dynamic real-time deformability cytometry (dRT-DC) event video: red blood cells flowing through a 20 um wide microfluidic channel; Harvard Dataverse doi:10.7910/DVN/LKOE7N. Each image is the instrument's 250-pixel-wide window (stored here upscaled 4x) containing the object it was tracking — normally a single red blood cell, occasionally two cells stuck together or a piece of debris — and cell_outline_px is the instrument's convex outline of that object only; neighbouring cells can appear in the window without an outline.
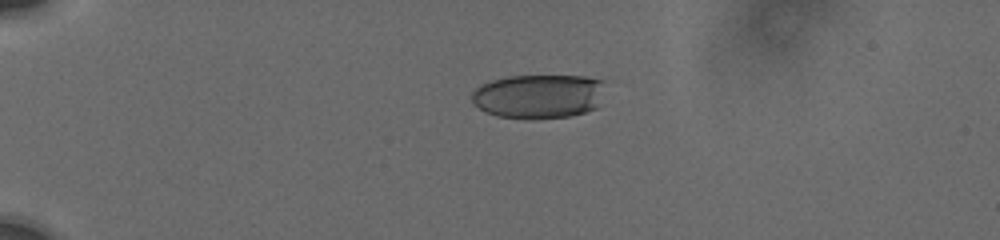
{"species": "human", "species_latin": "Homo sapiens", "temperature_condition": "cold", "stored_images_in_passage": 17, "camera_frame_rate_fps": 3000, "um_per_image_px": 0.085, "donor": {"sex": "male"}, "frame": {"image": 1, "passage_image": 1, "time_ms": 0.0, "image_size_px": [1000, 240], "cell_outline_px": [[604, 80], [596, 108], [572, 116], [528, 120], [496, 116], [484, 112], [472, 104], [472, 92], [476, 88], [492, 80], [508, 76], [584, 76]], "centroid_in_image_um": [45.73, 8.2], "position_along_channel_um": 39.3, "area_um2": 34.56}}
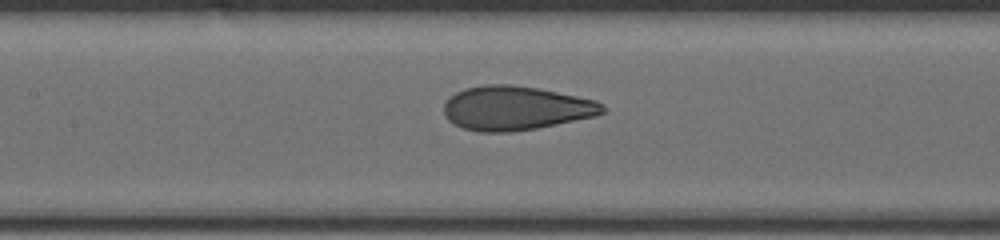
{"frame": {"image": 2, "passage_image": 10, "time_ms": 5.0, "image_size_px": [1000, 240], "cell_outline_px": [[604, 112], [596, 116], [536, 128], [508, 132], [476, 132], [464, 128], [448, 120], [444, 116], [444, 104], [456, 92], [464, 88], [484, 84], [512, 84], [536, 88], [596, 100], [604, 104]], "centroid_in_image_um": [43.82, 9.19], "position_along_channel_um": 163.6, "area_um2": 40.63}}
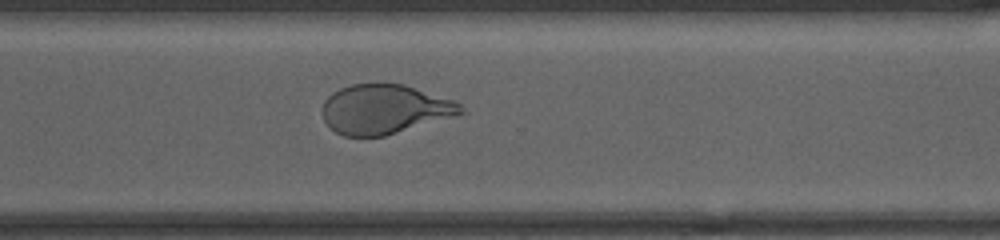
{"frame": {"image": 3, "passage_image": 17, "time_ms": 9.667, "image_size_px": [1000, 240], "cell_outline_px": [[468, 112], [456, 116], [384, 136], [344, 136], [336, 132], [324, 120], [324, 100], [332, 92], [340, 88], [352, 84], [404, 84], [452, 100], [460, 104]], "centroid_in_image_um": [32.72, 9.29], "position_along_channel_um": 337.9, "area_um2": 39.59}}